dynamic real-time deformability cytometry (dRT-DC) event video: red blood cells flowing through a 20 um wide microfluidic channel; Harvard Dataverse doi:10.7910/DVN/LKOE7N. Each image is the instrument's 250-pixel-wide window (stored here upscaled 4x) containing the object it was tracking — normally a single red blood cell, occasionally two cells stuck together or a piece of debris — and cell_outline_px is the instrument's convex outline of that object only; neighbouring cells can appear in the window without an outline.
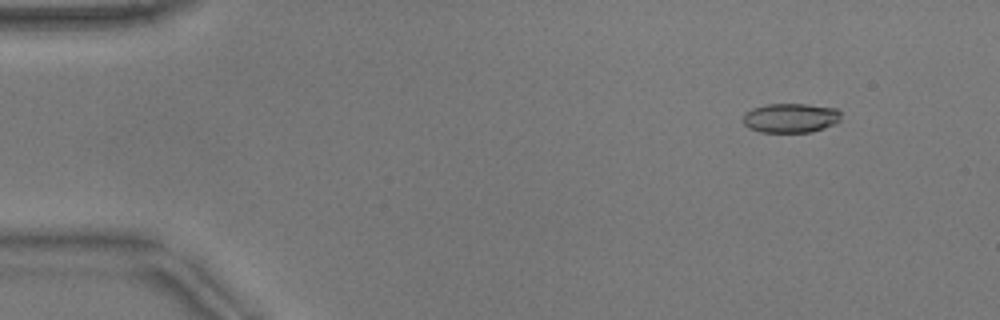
{"species": "common noctule bat (a hibernating species)", "species_latin": "Nyctalus noctula", "temperature_condition": "warm", "stored_images_in_passage": 48, "camera_frame_rate_fps": 3000, "um_per_image_px": 0.085, "animal": {"sex": "male", "body_mass_g": 17.9}, "frame": {"image": 1, "passage_image": 1, "time_ms": 0.0, "image_size_px": [1000, 320], "cell_outline_px": [[840, 120], [836, 124], [812, 132], [760, 132], [748, 128], [744, 124], [744, 112], [752, 108], [768, 104], [808, 104], [836, 108], [840, 112]], "centroid_in_image_um": [67.21, 10.03], "position_along_channel_um": 17.8, "area_um2": 16.94}}
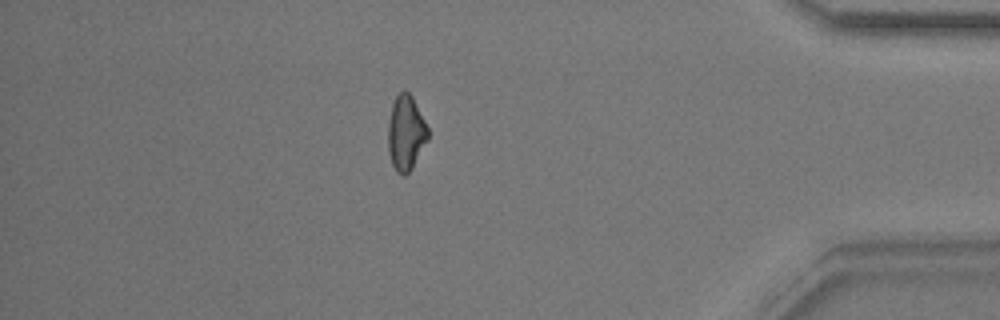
{"frame": {"image": 2, "passage_image": 41, "time_ms": 13.333, "image_size_px": [1000, 320], "cell_outline_px": [[428, 140], [412, 168], [404, 176], [396, 172], [392, 164], [388, 152], [388, 120], [392, 104], [396, 96], [404, 88], [412, 96], [428, 128]], "centroid_in_image_um": [34.49, 11.3], "position_along_channel_um": 400.7, "area_um2": 17.51}}
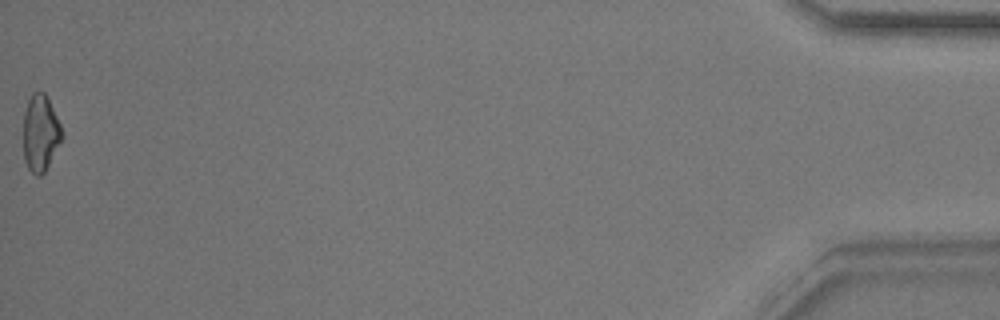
{"frame": {"image": 3, "passage_image": 48, "time_ms": 15.667, "image_size_px": [1000, 320], "cell_outline_px": [[64, 136], [44, 172], [40, 176], [36, 176], [28, 168], [24, 160], [24, 112], [28, 100], [32, 92], [44, 92], [60, 124]], "centroid_in_image_um": [3.43, 11.32], "position_along_channel_um": 431.8, "area_um2": 16.99}, "authors_computed_cell_mechanics": {"area_um2": 17.5134, "velocity_mm_per_s": 3.8784, "shape_relaxation_time_tau1_ms": 11.2594, "shape_relaxation_time_tau2_ms": 2.4029, "deformation_change_tau1": 0.2638, "deformation_change_tau2": 0.0976}}